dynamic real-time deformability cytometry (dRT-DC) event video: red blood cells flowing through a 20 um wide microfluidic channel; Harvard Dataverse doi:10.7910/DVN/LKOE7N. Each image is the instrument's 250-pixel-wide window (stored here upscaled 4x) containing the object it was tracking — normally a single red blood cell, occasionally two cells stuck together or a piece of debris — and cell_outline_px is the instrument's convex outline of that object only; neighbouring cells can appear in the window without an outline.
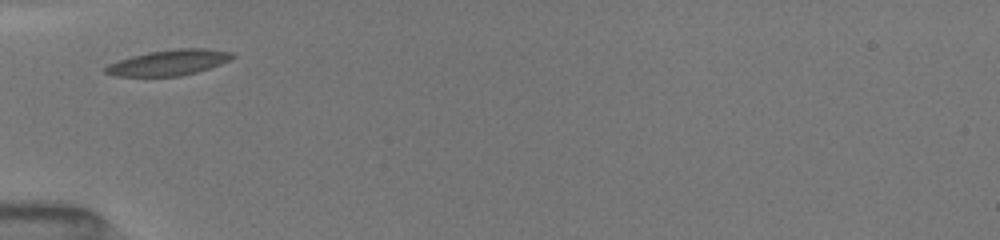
{"species": "common noctule bat (a hibernating species)", "species_latin": "Nyctalus noctula", "temperature_condition": "room temperature", "stored_images_in_passage": 11, "camera_frame_rate_fps": 3000, "um_per_image_px": 0.085, "animal": {"sex": "female", "body_mass_g": 19.5, "forearm_length_mm": 54.1}, "frame": {"image": 1, "passage_image": 1, "time_ms": 0.0, "image_size_px": [1000, 240], "cell_outline_px": [[236, 56], [232, 60], [196, 72], [180, 76], [116, 76], [104, 72], [104, 68], [108, 64], [132, 56], [148, 52], [176, 48], [208, 48], [232, 52]], "centroid_in_image_um": [14.39, 5.31], "position_along_channel_um": 70.6, "area_um2": 18.96}}
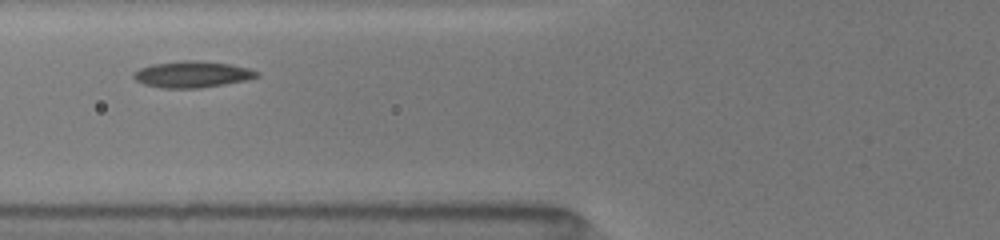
{"frame": {"image": 2, "passage_image": 6, "time_ms": 1.0, "image_size_px": [1000, 240], "cell_outline_px": [[260, 76], [244, 80], [224, 84], [200, 88], [160, 88], [144, 84], [136, 80], [132, 76], [132, 72], [140, 68], [152, 64], [184, 60], [196, 60], [232, 64], [248, 68], [260, 72]], "centroid_in_image_um": [16.32, 6.31], "position_along_channel_um": 109.5, "area_um2": 19.02}}